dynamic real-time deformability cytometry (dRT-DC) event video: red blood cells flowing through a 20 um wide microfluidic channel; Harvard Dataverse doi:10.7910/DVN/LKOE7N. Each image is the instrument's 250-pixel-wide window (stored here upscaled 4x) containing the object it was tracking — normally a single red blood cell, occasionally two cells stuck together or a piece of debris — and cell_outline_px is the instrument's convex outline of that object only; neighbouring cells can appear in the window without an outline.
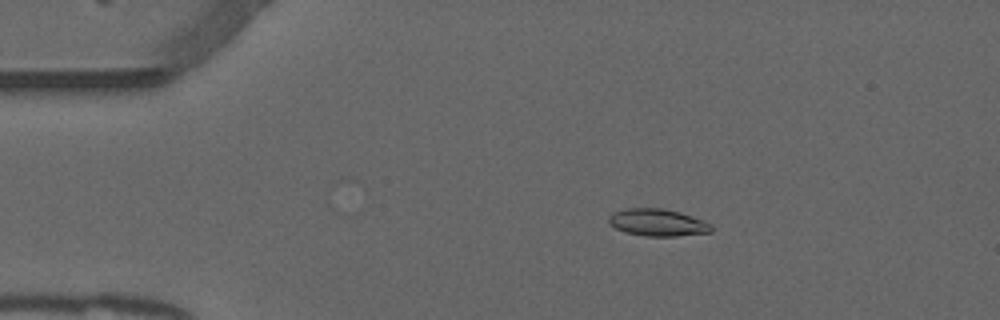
{"species": "common noctule bat (a hibernating species)", "species_latin": "Nyctalus noctula", "temperature_condition": "warm", "stored_images_in_passage": 54, "camera_frame_rate_fps": 3000, "um_per_image_px": 0.085, "animal": {"sex": "male", "forearm_length_mm": 52.5}, "frame": {"image": 1, "passage_image": 10, "time_ms": 3.0, "image_size_px": [1000, 320], "cell_outline_px": [[712, 232], [676, 236], [644, 236], [624, 232], [608, 224], [608, 216], [612, 212], [628, 208], [664, 208], [680, 212], [704, 220], [712, 224]], "centroid_in_image_um": [55.89, 18.91], "position_along_channel_um": 29.1, "area_um2": 16.47}}
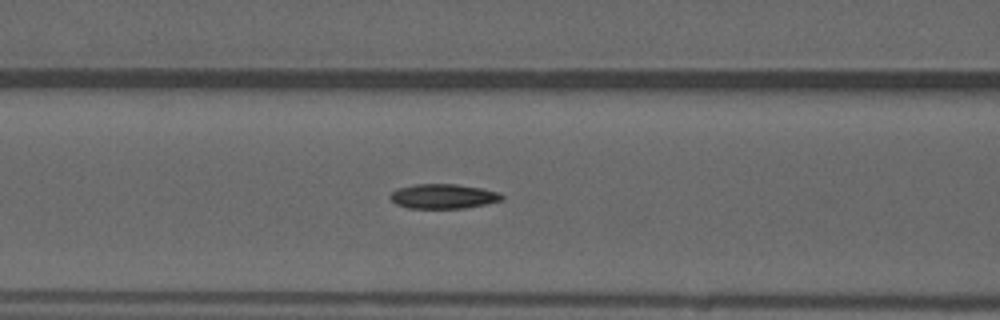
{"frame": {"image": 2, "passage_image": 22, "time_ms": 7.0, "image_size_px": [1000, 320], "cell_outline_px": [[504, 200], [464, 208], [408, 208], [396, 204], [388, 196], [396, 188], [416, 184], [456, 184], [480, 188], [500, 192], [504, 196]], "centroid_in_image_um": [37.67, 16.68], "position_along_channel_um": 128.9, "area_um2": 16.07}}
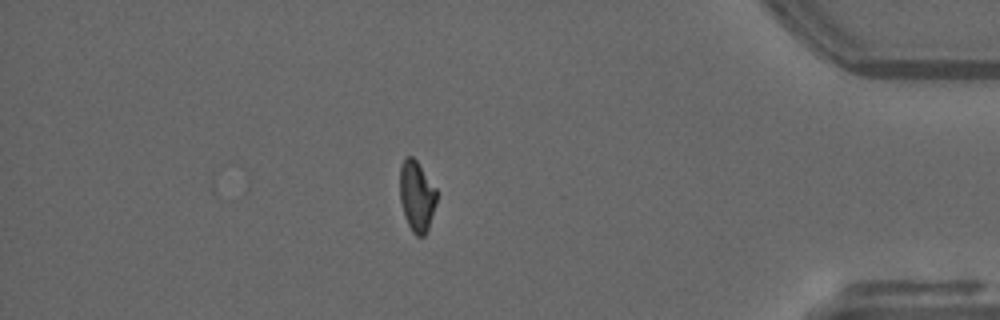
{"frame": {"image": 3, "passage_image": 46, "time_ms": 15.0, "image_size_px": [1000, 320], "cell_outline_px": [[436, 200], [428, 228], [424, 236], [416, 236], [412, 232], [404, 216], [400, 200], [400, 168], [404, 156], [412, 156], [416, 160], [436, 188]], "centroid_in_image_um": [35.4, 16.66], "position_along_channel_um": 399.8, "area_um2": 15.03}, "authors_computed_cell_mechanics": {"area_um2": 15.8661, "velocity_mm_per_s": 3.8886, "shape_relaxation_time_tau1_ms": null, "shape_relaxation_time_tau2_ms": 5.4574, "deformation_change_tau1": null, "deformation_change_tau2": 0.1148}}